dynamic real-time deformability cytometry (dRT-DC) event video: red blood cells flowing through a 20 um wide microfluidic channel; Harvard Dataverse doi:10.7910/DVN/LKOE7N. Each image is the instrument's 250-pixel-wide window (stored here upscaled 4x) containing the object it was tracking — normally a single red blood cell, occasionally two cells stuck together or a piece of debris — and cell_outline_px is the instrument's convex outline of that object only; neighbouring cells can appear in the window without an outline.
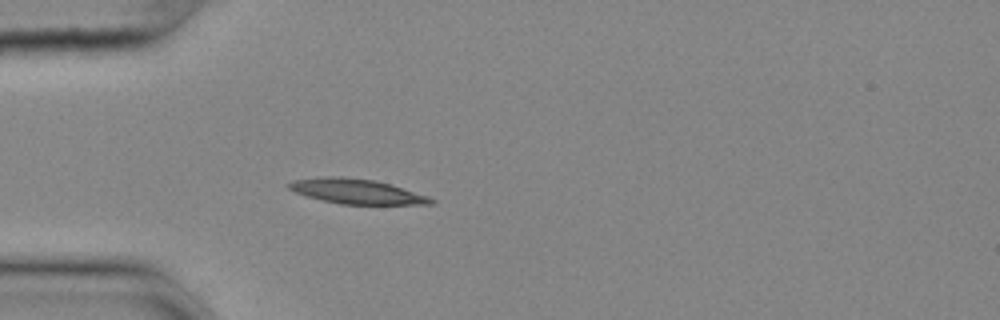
{"species": "common noctule bat (a hibernating species)", "species_latin": "Nyctalus noctula", "temperature_condition": "cold", "stored_images_in_passage": 18, "camera_frame_rate_fps": 3000, "um_per_image_px": 0.085, "animal": {"sex": "female", "body_mass_g": 25.1}, "frame": {"image": 1, "passage_image": 1, "time_ms": 0.0, "image_size_px": [1000, 320], "cell_outline_px": [[436, 204], [340, 204], [308, 196], [296, 192], [288, 188], [284, 184], [292, 180], [324, 176], [340, 176], [376, 180], [428, 196], [436, 200]], "centroid_in_image_um": [30.29, 16.26], "position_along_channel_um": 54.7, "area_um2": 20.52}}
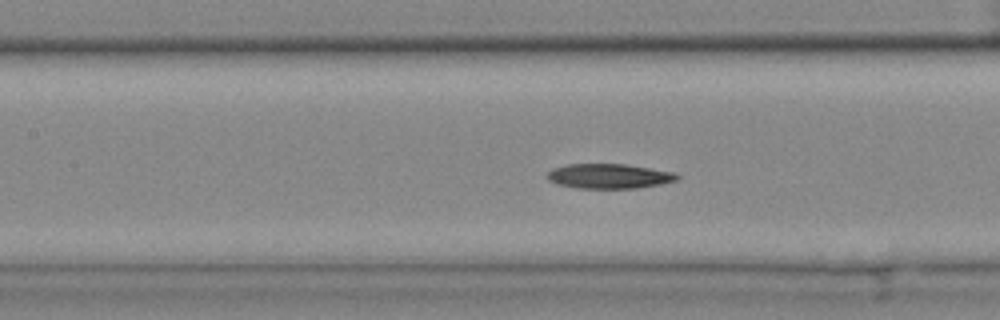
{"frame": {"image": 2, "passage_image": 10, "time_ms": 3.0, "image_size_px": [1000, 320], "cell_outline_px": [[680, 176], [676, 180], [660, 184], [636, 188], [576, 188], [556, 184], [548, 180], [544, 176], [552, 168], [568, 164], [628, 164], [676, 172]], "centroid_in_image_um": [51.75, 14.96], "position_along_channel_um": 155.7, "area_um2": 18.96}}
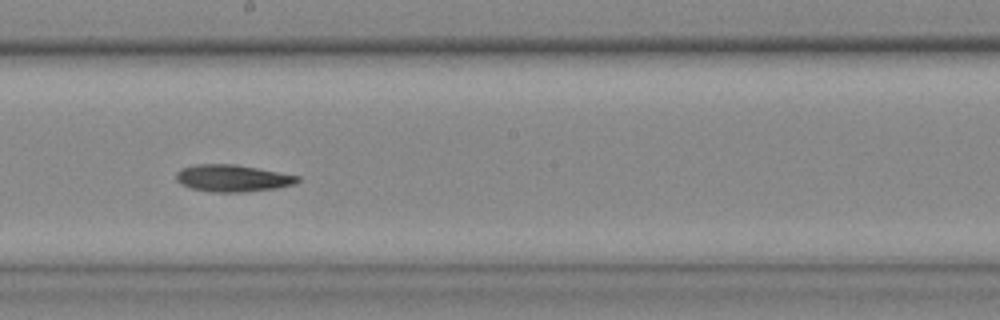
{"frame": {"image": 3, "passage_image": 16, "time_ms": 5.0, "image_size_px": [1000, 320], "cell_outline_px": [[300, 180], [296, 184], [276, 188], [244, 192], [212, 192], [192, 188], [180, 184], [176, 180], [176, 172], [180, 168], [192, 164], [236, 164], [300, 176]], "centroid_in_image_um": [19.75, 15.14], "position_along_channel_um": 228.5, "area_um2": 19.25}}